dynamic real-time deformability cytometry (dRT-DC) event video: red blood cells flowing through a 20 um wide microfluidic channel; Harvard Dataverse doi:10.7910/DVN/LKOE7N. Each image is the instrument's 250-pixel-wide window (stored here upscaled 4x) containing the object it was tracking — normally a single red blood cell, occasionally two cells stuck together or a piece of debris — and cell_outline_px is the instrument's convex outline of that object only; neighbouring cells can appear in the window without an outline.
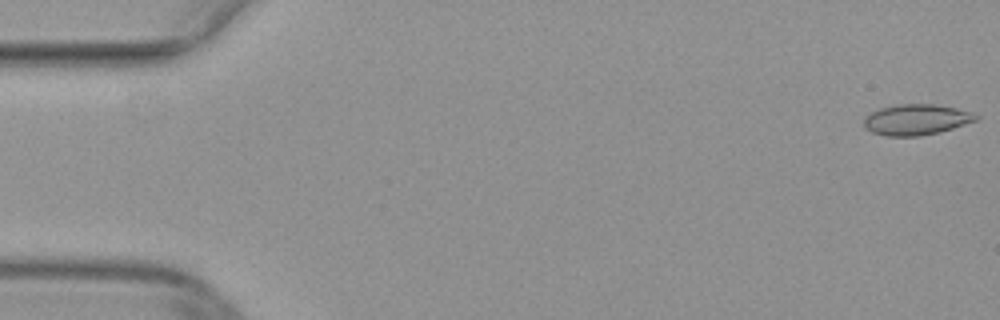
{"species": "common noctule bat (a hibernating species)", "species_latin": "Nyctalus noctula", "temperature_condition": "warm", "stored_images_in_passage": 10, "camera_frame_rate_fps": 3000, "um_per_image_px": 0.085, "animal": {"sex": "female", "body_mass_g": 29.2, "forearm_length_mm": 56.3}, "frame": {"image": 1, "passage_image": 1, "time_ms": 0.0, "image_size_px": [1000, 320], "cell_outline_px": [[980, 120], [940, 132], [920, 136], [884, 136], [872, 132], [864, 128], [864, 116], [880, 108], [896, 104], [936, 104], [956, 108], [972, 112], [980, 116]], "centroid_in_image_um": [77.91, 10.17], "position_along_channel_um": 7.1, "area_um2": 20.4}}